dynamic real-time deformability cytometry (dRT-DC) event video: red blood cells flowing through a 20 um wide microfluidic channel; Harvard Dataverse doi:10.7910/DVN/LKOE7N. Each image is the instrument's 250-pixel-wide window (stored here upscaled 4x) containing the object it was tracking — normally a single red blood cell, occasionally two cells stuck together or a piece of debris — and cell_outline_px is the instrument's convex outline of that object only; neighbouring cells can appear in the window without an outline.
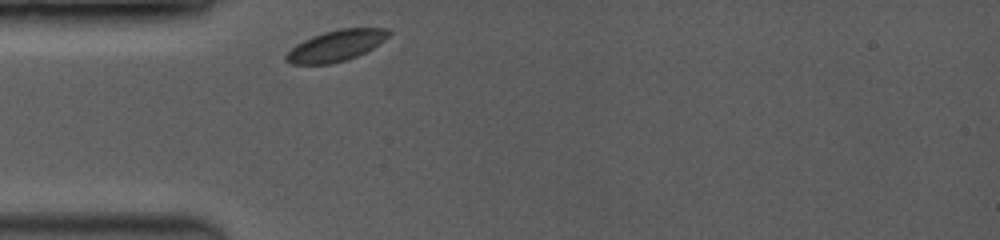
{"species": "common noctule bat (a hibernating species)", "species_latin": "Nyctalus noctula", "temperature_condition": "room temperature", "stored_images_in_passage": 34, "camera_frame_rate_fps": 3500, "um_per_image_px": 0.085, "animal": {"sex": "female", "body_mass_g": 19.0, "forearm_length_mm": 53.3}, "frame": {"image": 1, "passage_image": 1, "time_ms": 0.0, "image_size_px": [1000, 240], "cell_outline_px": [[392, 32], [384, 40], [372, 48], [356, 56], [344, 60], [328, 64], [292, 64], [284, 60], [284, 56], [296, 44], [312, 36], [324, 32], [340, 28], [388, 28]], "centroid_in_image_um": [28.55, 3.87], "position_along_channel_um": 56.4, "area_um2": 18.38}}
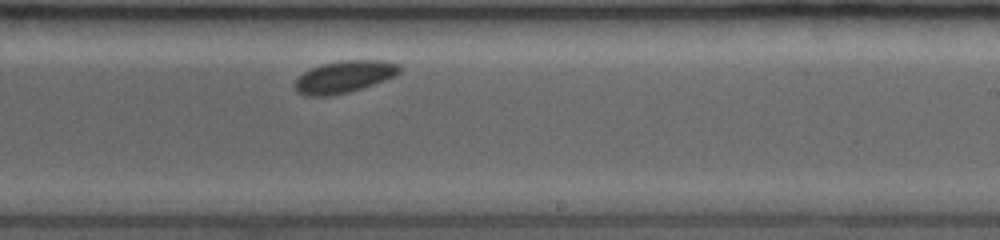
{"frame": {"image": 2, "passage_image": 20, "time_ms": 5.429, "image_size_px": [1000, 240], "cell_outline_px": [[404, 68], [396, 76], [348, 92], [332, 96], [304, 96], [296, 92], [296, 80], [304, 72], [320, 64], [340, 60], [380, 60], [400, 64]], "centroid_in_image_um": [29.28, 6.52], "position_along_channel_um": 259.7, "area_um2": 19.59}}
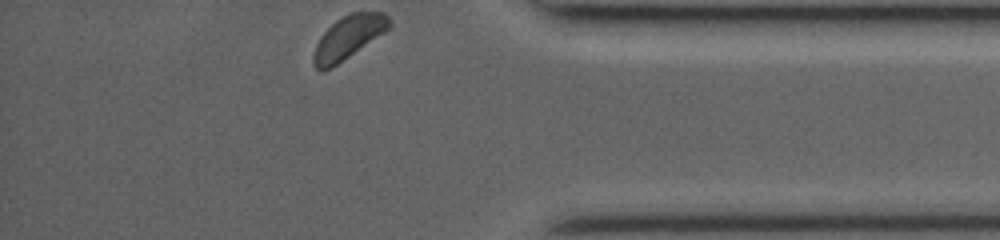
{"frame": {"image": 3, "passage_image": 34, "time_ms": 9.429, "image_size_px": [1000, 240], "cell_outline_px": [[392, 24], [384, 32], [336, 64], [328, 68], [316, 68], [312, 60], [312, 56], [316, 44], [320, 36], [336, 20], [352, 12], [384, 12], [392, 20]], "centroid_in_image_um": [29.62, 3.12], "position_along_channel_um": 405.6, "area_um2": 18.44}}